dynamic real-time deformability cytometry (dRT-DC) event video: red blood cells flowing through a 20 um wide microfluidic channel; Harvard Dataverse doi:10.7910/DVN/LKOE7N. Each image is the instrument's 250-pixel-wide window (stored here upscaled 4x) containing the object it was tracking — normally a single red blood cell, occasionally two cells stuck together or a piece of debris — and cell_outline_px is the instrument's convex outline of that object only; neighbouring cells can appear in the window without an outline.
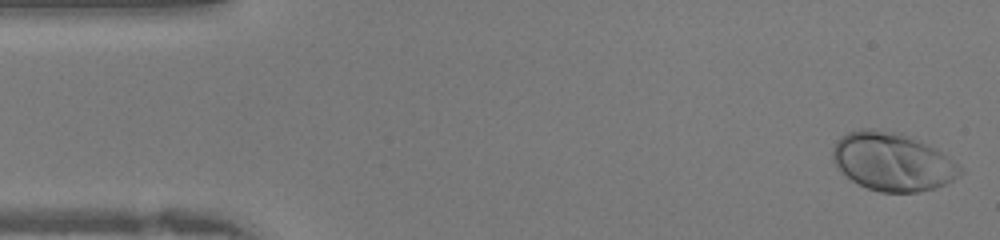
{"species": "human", "species_latin": "Homo sapiens", "temperature_condition": "warm", "stored_images_in_passage": 41, "camera_frame_rate_fps": 3000, "um_per_image_px": 0.085, "donor": {"sex": "female"}, "frame": {"image": 1, "passage_image": 1, "time_ms": 0.0, "image_size_px": [1000, 240], "cell_outline_px": [[964, 172], [952, 180], [936, 188], [916, 192], [880, 192], [868, 188], [852, 180], [832, 160], [832, 148], [836, 140], [840, 136], [848, 132], [860, 128], [876, 128], [908, 136], [936, 148], [956, 164]], "centroid_in_image_um": [75.83, 13.73], "position_along_channel_um": 9.2, "area_um2": 42.77}}
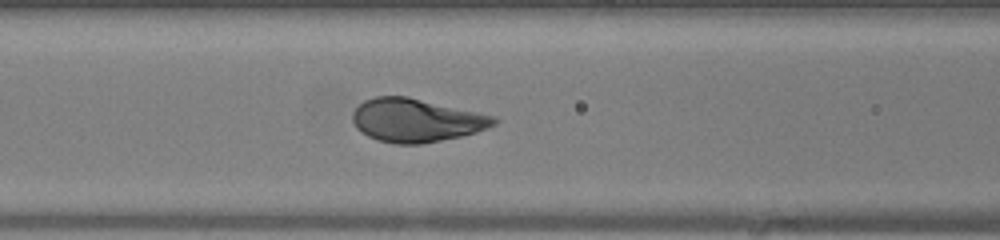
{"frame": {"image": 2, "passage_image": 16, "time_ms": 5.0, "image_size_px": [1000, 240], "cell_outline_px": [[500, 120], [496, 124], [488, 128], [476, 132], [460, 136], [420, 144], [396, 144], [380, 140], [368, 136], [356, 128], [352, 120], [352, 112], [364, 100], [376, 96], [408, 96], [496, 116]], "centroid_in_image_um": [35.39, 10.21], "position_along_channel_um": 131.2, "area_um2": 35.72}}
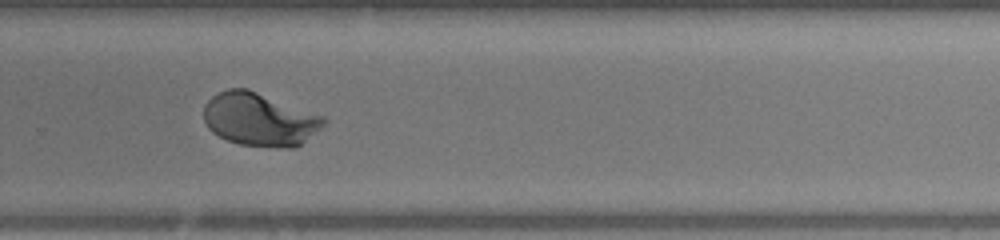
{"frame": {"image": 3, "passage_image": 27, "time_ms": 8.667, "image_size_px": [1000, 240], "cell_outline_px": [[328, 120], [320, 128], [296, 148], [280, 148], [240, 144], [228, 140], [212, 132], [208, 128], [204, 120], [204, 104], [212, 96], [228, 88], [248, 88], [324, 116]], "centroid_in_image_um": [22.06, 10.14], "position_along_channel_um": 307.7, "area_um2": 37.22}}